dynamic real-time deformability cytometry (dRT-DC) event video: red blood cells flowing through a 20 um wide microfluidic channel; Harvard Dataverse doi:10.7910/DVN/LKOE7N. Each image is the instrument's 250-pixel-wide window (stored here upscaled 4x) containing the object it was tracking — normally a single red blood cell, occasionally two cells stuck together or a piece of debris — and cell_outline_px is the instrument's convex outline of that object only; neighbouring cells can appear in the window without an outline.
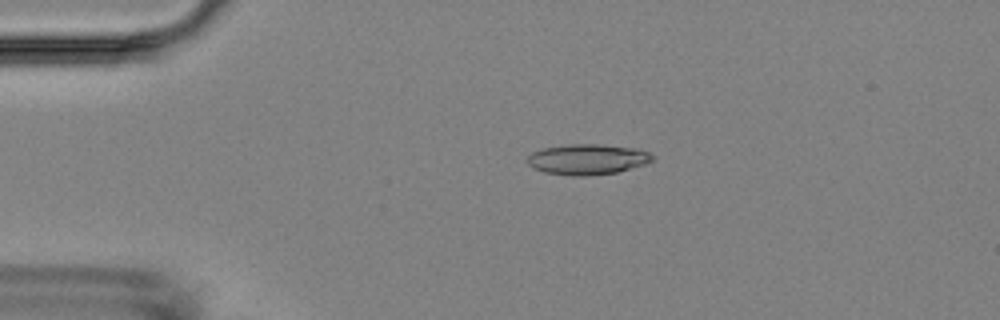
{"species": "Egyptian fruit bat (a non-hibernating species)", "species_latin": "Rousettus aegyptiacus", "temperature_condition": "room temperature", "stored_images_in_passage": 4, "camera_frame_rate_fps": 3000, "um_per_image_px": 0.085, "animal": {"sex": "female"}, "frame": {"image": 1, "passage_image": 3, "time_ms": 3.667, "image_size_px": [1000, 320], "cell_outline_px": [[656, 160], [644, 164], [616, 172], [588, 176], [572, 176], [544, 172], [532, 168], [524, 160], [532, 152], [540, 148], [568, 144], [600, 144], [640, 148], [656, 156]], "centroid_in_image_um": [49.92, 13.53], "position_along_channel_um": 35.1, "area_um2": 22.72}}